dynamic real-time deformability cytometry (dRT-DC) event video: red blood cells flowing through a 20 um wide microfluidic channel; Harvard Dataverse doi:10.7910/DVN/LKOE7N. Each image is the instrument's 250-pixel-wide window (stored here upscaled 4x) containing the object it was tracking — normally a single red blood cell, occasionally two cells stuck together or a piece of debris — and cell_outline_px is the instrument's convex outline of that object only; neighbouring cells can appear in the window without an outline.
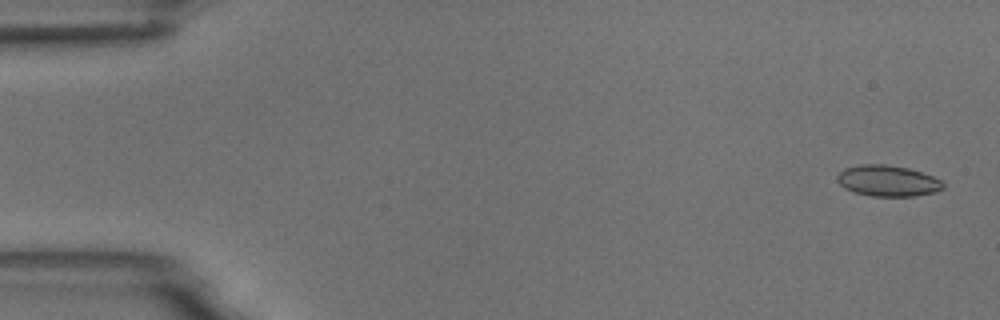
{"species": "common noctule bat (a hibernating species)", "species_latin": "Nyctalus noctula", "temperature_condition": "room temperature", "stored_images_in_passage": 55, "camera_frame_rate_fps": 3000, "um_per_image_px": 0.085, "animal": {"sex": "male", "body_mass_g": 18.8}, "frame": {"image": 1, "passage_image": 2, "time_ms": 0.333, "image_size_px": [1000, 320], "cell_outline_px": [[944, 188], [936, 192], [916, 196], [872, 196], [852, 192], [844, 188], [836, 180], [836, 176], [844, 168], [860, 164], [884, 164], [908, 168], [932, 176], [940, 180], [944, 184]], "centroid_in_image_um": [75.43, 15.37], "position_along_channel_um": 9.6, "area_um2": 19.25}}
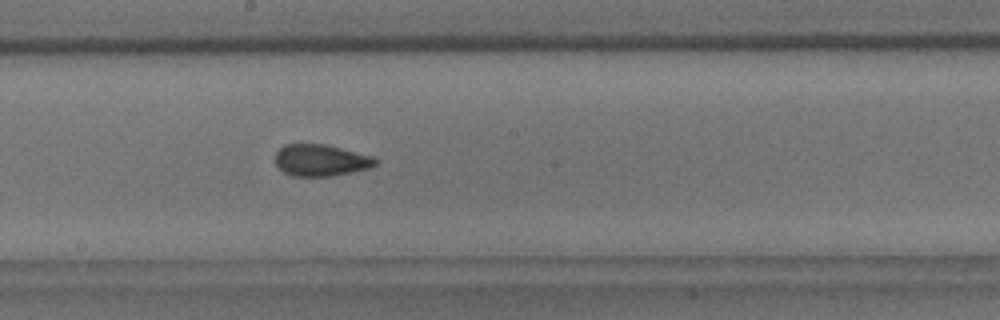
{"frame": {"image": 2, "passage_image": 30, "time_ms": 9.667, "image_size_px": [1000, 320], "cell_outline_px": [[376, 164], [368, 168], [332, 176], [292, 176], [284, 172], [276, 164], [276, 152], [284, 144], [324, 144], [372, 156], [376, 160]], "centroid_in_image_um": [27.23, 13.62], "position_along_channel_um": 221.0, "area_um2": 18.21}}
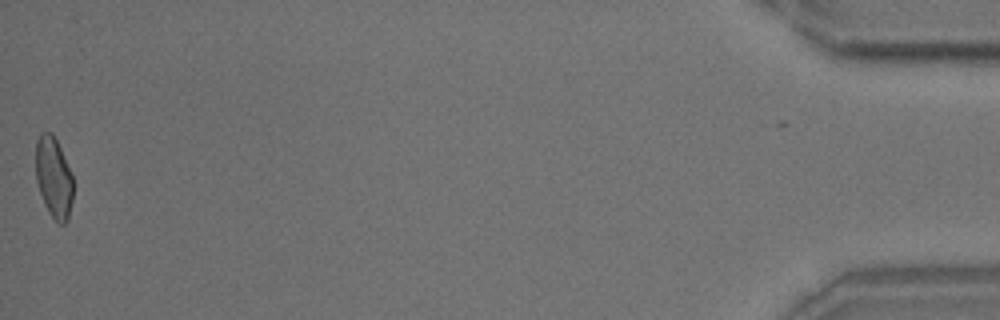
{"frame": {"image": 3, "passage_image": 55, "time_ms": 18.0, "image_size_px": [1000, 320], "cell_outline_px": [[72, 200], [68, 220], [64, 224], [60, 224], [48, 212], [44, 204], [36, 180], [36, 140], [40, 132], [52, 132], [60, 148], [72, 176]], "centroid_in_image_um": [4.55, 15.08], "position_along_channel_um": 430.7, "area_um2": 17.46}, "authors_computed_cell_mechanics": {"area_um2": 18.6116, "velocity_mm_per_s": 3.6766, "shape_relaxation_time_tau1_ms": 9.6267, "shape_relaxation_time_tau2_ms": 1.3546, "deformation_change_tau1": 0.1552, "deformation_change_tau2": 0.0827}}